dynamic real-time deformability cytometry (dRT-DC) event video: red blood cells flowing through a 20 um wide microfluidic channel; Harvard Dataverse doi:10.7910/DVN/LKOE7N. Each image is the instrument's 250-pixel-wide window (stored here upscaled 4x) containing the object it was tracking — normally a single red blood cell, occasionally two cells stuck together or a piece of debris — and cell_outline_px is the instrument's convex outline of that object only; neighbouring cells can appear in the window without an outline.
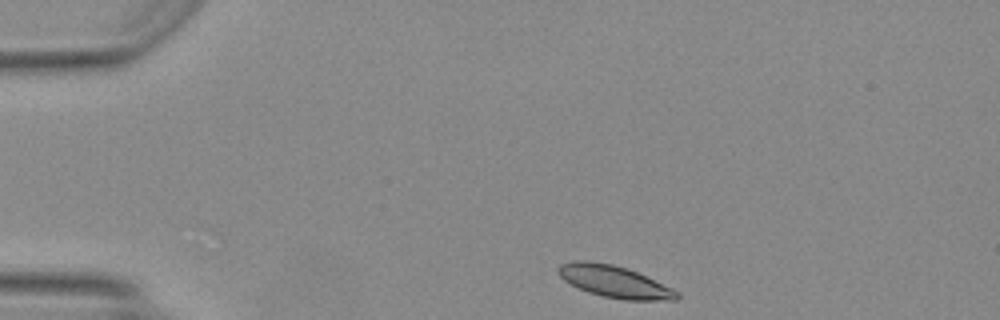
{"species": "Egyptian fruit bat (a non-hibernating species)", "species_latin": "Rousettus aegyptiacus", "temperature_condition": "warm", "stored_images_in_passage": 41, "camera_frame_rate_fps": 3000, "um_per_image_px": 0.085, "animal": {"sex": "female"}, "frame": {"image": 1, "passage_image": 1, "time_ms": 0.0, "image_size_px": [1000, 320], "cell_outline_px": [[680, 296], [676, 300], [624, 300], [604, 296], [588, 292], [564, 280], [556, 272], [556, 268], [560, 264], [572, 260], [588, 260], [612, 264], [636, 272], [672, 288], [680, 292]], "centroid_in_image_um": [52.2, 23.93], "position_along_channel_um": 32.8, "area_um2": 21.96}}
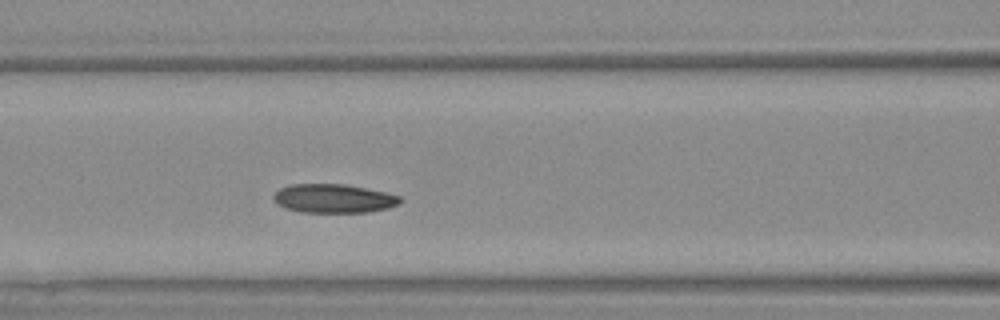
{"frame": {"image": 2, "passage_image": 13, "time_ms": 4.0, "image_size_px": [1000, 320], "cell_outline_px": [[404, 200], [400, 204], [388, 208], [368, 212], [300, 212], [284, 208], [276, 204], [272, 200], [272, 196], [280, 188], [288, 184], [344, 184], [368, 188], [404, 196]], "centroid_in_image_um": [28.38, 16.87], "position_along_channel_um": 138.2, "area_um2": 21.73}}
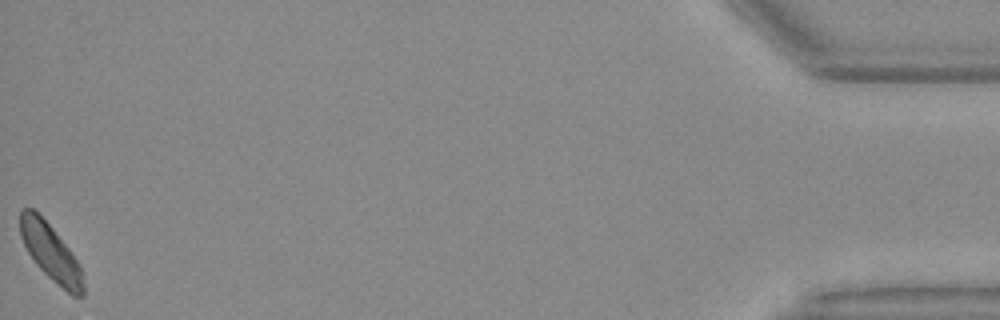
{"frame": {"image": 3, "passage_image": 41, "time_ms": 13.333, "image_size_px": [1000, 320], "cell_outline_px": [[84, 296], [72, 296], [52, 280], [36, 264], [28, 252], [20, 236], [20, 208], [32, 208], [52, 228], [68, 248], [76, 260], [80, 268], [84, 284]], "centroid_in_image_um": [4.3, 21.47], "position_along_channel_um": 430.9, "area_um2": 20.4}, "authors_computed_cell_mechanics": {"area_um2": 21.6172, "velocity_mm_per_s": 4.1409, "shape_relaxation_time_tau1_ms": 2.9921, "shape_relaxation_time_tau2_ms": 3.1868, "deformation_change_tau1": 0.0877, "deformation_change_tau2": 0.079}}